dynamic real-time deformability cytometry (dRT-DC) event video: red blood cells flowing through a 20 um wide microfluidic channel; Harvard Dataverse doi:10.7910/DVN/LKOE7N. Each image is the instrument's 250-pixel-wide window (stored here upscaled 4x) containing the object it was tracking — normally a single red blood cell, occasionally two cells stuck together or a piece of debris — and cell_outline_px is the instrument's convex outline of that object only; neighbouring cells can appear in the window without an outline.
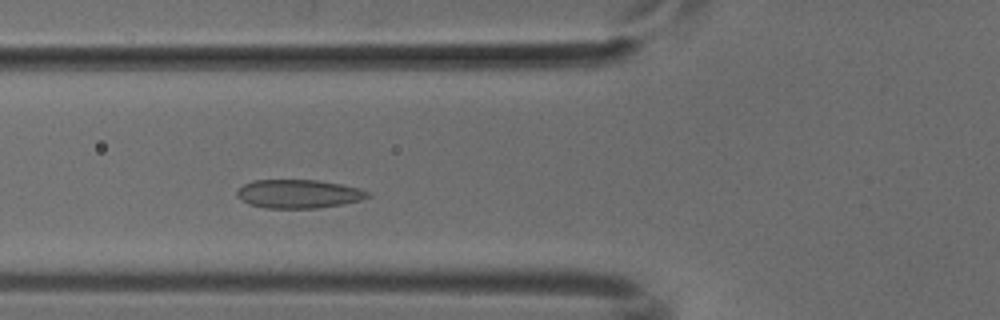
{"species": "common noctule bat (a hibernating species)", "species_latin": "Nyctalus noctula", "temperature_condition": "cold", "stored_images_in_passage": 43, "camera_frame_rate_fps": 3000, "um_per_image_px": 0.085, "animal": {"sex": "male", "body_mass_g": 18.8}, "frame": {"image": 1, "passage_image": 13, "time_ms": 4.0, "image_size_px": [1000, 320], "cell_outline_px": [[372, 196], [360, 200], [340, 204], [316, 208], [268, 208], [248, 204], [240, 200], [236, 196], [236, 188], [252, 180], [316, 180], [340, 184], [360, 188], [368, 192]], "centroid_in_image_um": [25.32, 16.47], "position_along_channel_um": 100.5, "area_um2": 21.85}}
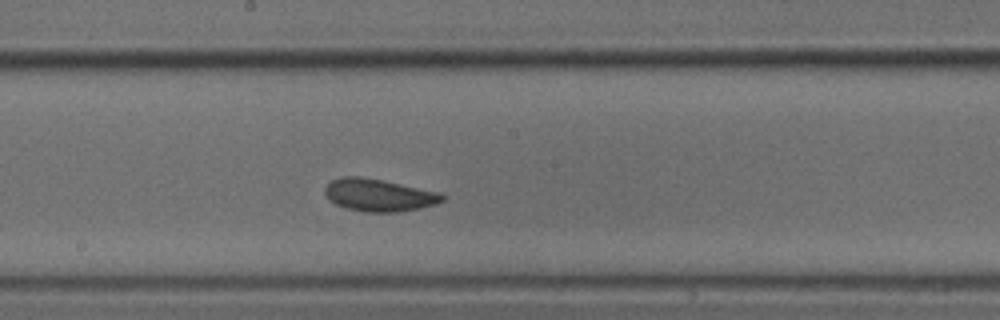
{"frame": {"image": 2, "passage_image": 22, "time_ms": 7.0, "image_size_px": [1000, 320], "cell_outline_px": [[448, 196], [444, 200], [436, 204], [420, 208], [400, 212], [364, 212], [344, 208], [336, 204], [324, 192], [324, 188], [332, 180], [344, 176], [360, 176], [440, 192]], "centroid_in_image_um": [32.24, 16.59], "position_along_channel_um": 216.0, "area_um2": 22.14}}
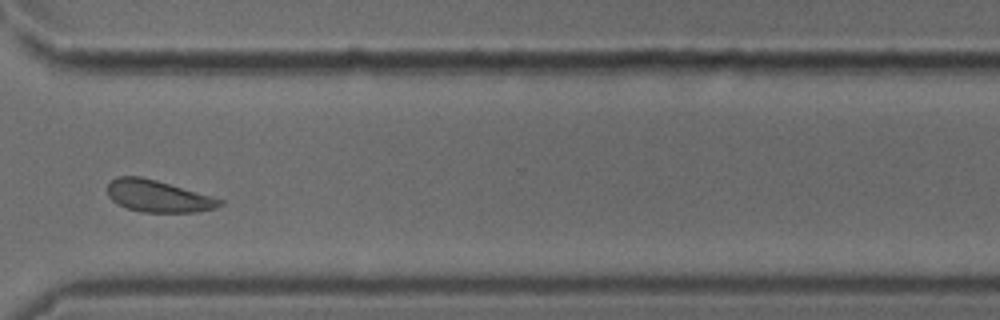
{"frame": {"image": 3, "passage_image": 33, "time_ms": 10.667, "image_size_px": [1000, 320], "cell_outline_px": [[224, 204], [212, 208], [196, 212], [140, 212], [116, 204], [108, 196], [108, 184], [116, 176], [140, 176], [156, 180], [224, 200]], "centroid_in_image_um": [13.39, 16.67], "position_along_channel_um": 357.2, "area_um2": 20.69}}